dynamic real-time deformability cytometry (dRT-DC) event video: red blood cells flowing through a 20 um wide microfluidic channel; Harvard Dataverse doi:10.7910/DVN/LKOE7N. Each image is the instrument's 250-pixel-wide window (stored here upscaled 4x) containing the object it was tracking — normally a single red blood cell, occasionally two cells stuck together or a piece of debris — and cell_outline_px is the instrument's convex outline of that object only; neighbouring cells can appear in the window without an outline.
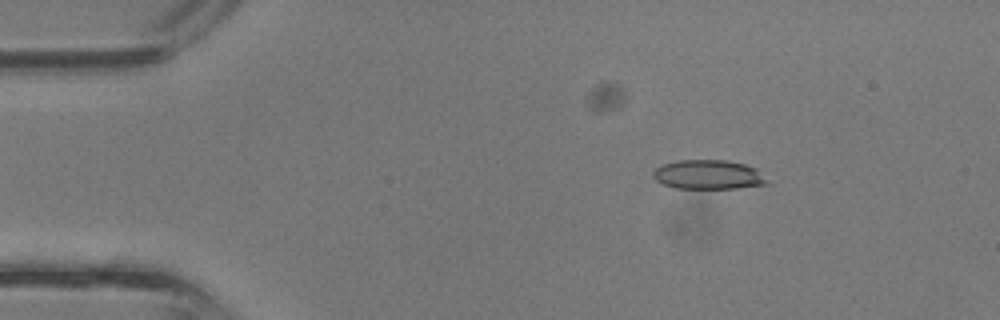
{"species": "common noctule bat (a hibernating species)", "species_latin": "Nyctalus noctula", "temperature_condition": "room temperature", "stored_images_in_passage": 38, "camera_frame_rate_fps": 3000, "um_per_image_px": 0.085, "animal": {"sex": "male", "body_mass_g": 13.3}, "frame": {"image": 1, "passage_image": 5, "time_ms": 1.333, "image_size_px": [1000, 320], "cell_outline_px": [[764, 184], [736, 188], [676, 188], [664, 184], [656, 180], [652, 176], [652, 172], [656, 168], [664, 164], [680, 160], [724, 160], [744, 164], [756, 168], [764, 180]], "centroid_in_image_um": [60.13, 14.84], "position_along_channel_um": 24.9, "area_um2": 18.96}}
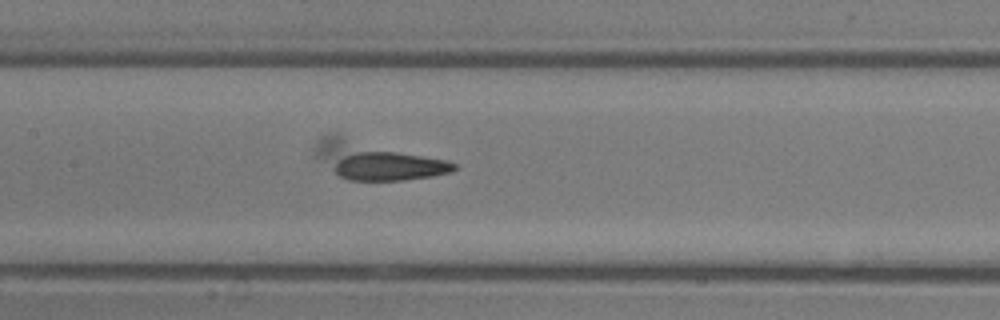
{"frame": {"image": 2, "passage_image": 17, "time_ms": 5.333, "image_size_px": [1000, 320], "cell_outline_px": [[460, 168], [452, 172], [432, 176], [404, 180], [348, 180], [340, 176], [316, 156], [312, 148], [316, 140], [324, 136], [336, 132], [448, 160], [460, 164]], "centroid_in_image_um": [32.02, 13.58], "position_along_channel_um": 175.4, "area_um2": 31.33}}
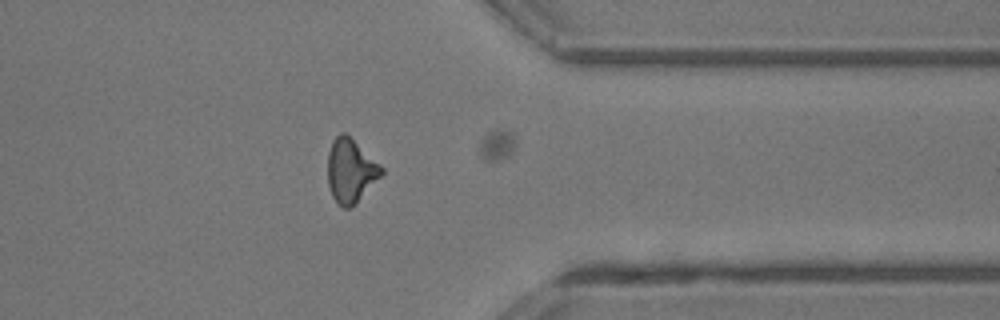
{"frame": {"image": 3, "passage_image": 29, "time_ms": 9.333, "image_size_px": [1000, 320], "cell_outline_px": [[384, 172], [356, 204], [348, 208], [344, 208], [332, 196], [328, 184], [328, 152], [332, 140], [340, 132], [344, 132], [380, 164], [384, 168]], "centroid_in_image_um": [29.8, 14.51], "position_along_channel_um": 381.6, "area_um2": 19.77}}